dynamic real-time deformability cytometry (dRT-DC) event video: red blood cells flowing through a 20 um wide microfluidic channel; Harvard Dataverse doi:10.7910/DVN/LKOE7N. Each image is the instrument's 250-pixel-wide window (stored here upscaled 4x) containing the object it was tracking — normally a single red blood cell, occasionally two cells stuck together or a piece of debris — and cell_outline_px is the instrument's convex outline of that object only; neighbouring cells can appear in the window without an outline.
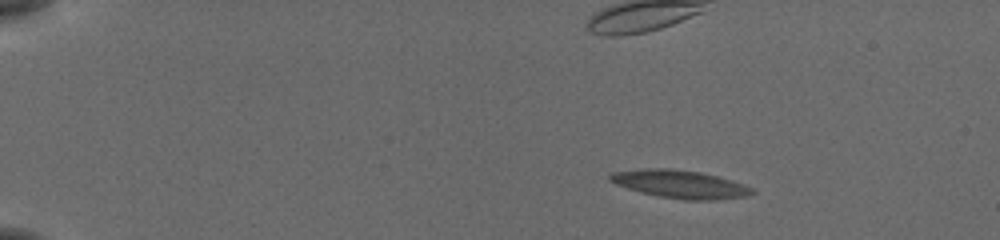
{"species": "common noctule bat (a hibernating species)", "species_latin": "Nyctalus noctula", "temperature_condition": "cold", "stored_images_in_passage": 50, "camera_frame_rate_fps": 3000, "um_per_image_px": 0.085, "animal": {"sex": "female", "body_mass_g": 19.5, "forearm_length_mm": 54.1}, "frame": {"image": 1, "passage_image": 2, "time_ms": 0.333, "image_size_px": [1000, 240], "cell_outline_px": [[756, 192], [744, 196], [716, 200], [684, 200], [660, 196], [640, 192], [616, 184], [608, 180], [608, 176], [612, 172], [644, 168], [672, 168], [700, 172], [732, 180], [752, 188]], "centroid_in_image_um": [57.77, 15.64], "position_along_channel_um": 27.2, "area_um2": 23.12}}
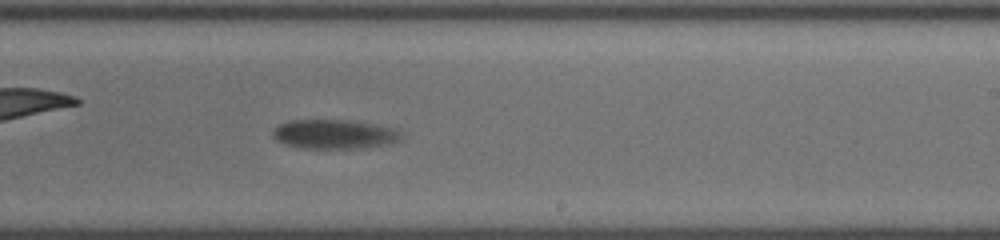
{"frame": {"image": 2, "passage_image": 30, "time_ms": 9.667, "image_size_px": [1000, 240], "cell_outline_px": [[404, 132], [392, 144], [364, 148], [304, 148], [284, 144], [276, 140], [272, 136], [272, 132], [280, 124], [292, 120], [344, 120], [372, 124], [396, 128]], "centroid_in_image_um": [28.44, 11.41], "position_along_channel_um": 260.6, "area_um2": 21.85}}
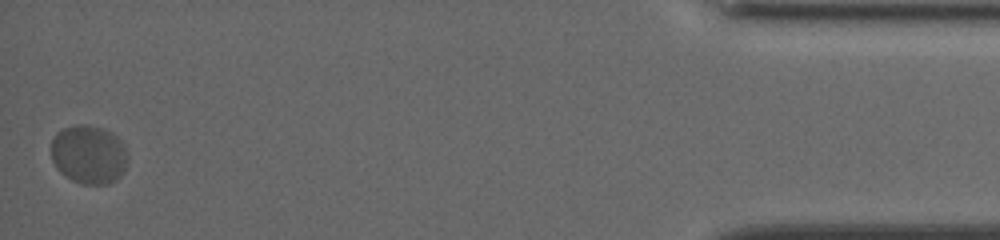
{"frame": {"image": 3, "passage_image": 50, "time_ms": 16.333, "image_size_px": [1000, 240], "cell_outline_px": [[128, 160], [124, 172], [116, 180], [108, 184], [80, 184], [72, 180], [60, 172], [56, 168], [52, 160], [52, 140], [56, 132], [64, 128], [80, 124], [88, 124], [104, 128], [112, 132], [120, 140], [128, 152]], "centroid_in_image_um": [7.57, 13.13], "position_along_channel_um": 427.6, "area_um2": 26.59}, "authors_computed_cell_mechanics": {"area_um2": 22.4553, "velocity_mm_per_s": 3.6157, "shape_relaxation_time_tau1_ms": 1.9659, "shape_relaxation_time_tau2_ms": null, "deformation_change_tau1": 0.077, "deformation_change_tau2": null}}